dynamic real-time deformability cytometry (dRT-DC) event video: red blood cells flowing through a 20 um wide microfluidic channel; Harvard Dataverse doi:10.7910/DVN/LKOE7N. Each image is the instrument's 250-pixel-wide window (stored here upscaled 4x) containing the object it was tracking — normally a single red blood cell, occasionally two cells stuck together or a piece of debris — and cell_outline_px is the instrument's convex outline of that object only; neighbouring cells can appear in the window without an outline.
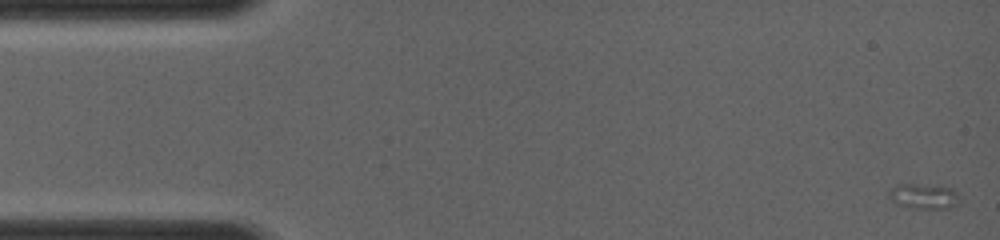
{"species": "common noctule bat (a hibernating species)", "species_latin": "Nyctalus noctula", "temperature_condition": "room temperature", "stored_images_in_passage": 14, "camera_frame_rate_fps": 4000, "um_per_image_px": 0.085, "animal": {"sex": "female", "body_mass_g": 19.0, "forearm_length_mm": 56.7}, "frame": {"image": 1, "passage_image": 1, "time_ms": 0.0, "image_size_px": [1000, 240], "cell_outline_px": [[960, 204], [948, 208], [912, 208], [896, 204], [888, 196], [888, 192], [896, 184], [916, 184], [952, 188], [956, 192], [960, 200]], "centroid_in_image_um": [78.52, 16.69], "position_along_channel_um": 6.5, "area_um2": 10.35}}